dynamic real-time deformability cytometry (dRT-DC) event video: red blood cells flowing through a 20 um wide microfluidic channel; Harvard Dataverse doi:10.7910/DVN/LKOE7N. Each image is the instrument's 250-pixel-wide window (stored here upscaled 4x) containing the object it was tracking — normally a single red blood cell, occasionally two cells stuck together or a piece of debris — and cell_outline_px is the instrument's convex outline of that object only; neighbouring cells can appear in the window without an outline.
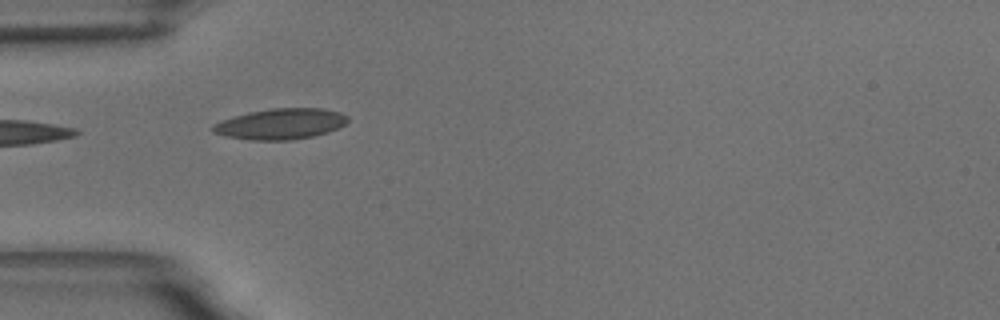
{"species": "common noctule bat (a hibernating species)", "species_latin": "Nyctalus noctula", "temperature_condition": "room temperature", "stored_images_in_passage": 4, "camera_frame_rate_fps": 3000, "um_per_image_px": 0.085, "animal": {"sex": "male", "body_mass_g": 18.8}, "frame": {"image": 1, "passage_image": 1, "time_ms": 0.0, "image_size_px": [1000, 320], "cell_outline_px": [[348, 120], [344, 124], [328, 132], [312, 136], [288, 140], [252, 140], [224, 136], [212, 132], [212, 124], [220, 120], [232, 116], [248, 112], [272, 108], [324, 108], [340, 112], [348, 116]], "centroid_in_image_um": [23.81, 10.52], "position_along_channel_um": 61.2, "area_um2": 24.28}}